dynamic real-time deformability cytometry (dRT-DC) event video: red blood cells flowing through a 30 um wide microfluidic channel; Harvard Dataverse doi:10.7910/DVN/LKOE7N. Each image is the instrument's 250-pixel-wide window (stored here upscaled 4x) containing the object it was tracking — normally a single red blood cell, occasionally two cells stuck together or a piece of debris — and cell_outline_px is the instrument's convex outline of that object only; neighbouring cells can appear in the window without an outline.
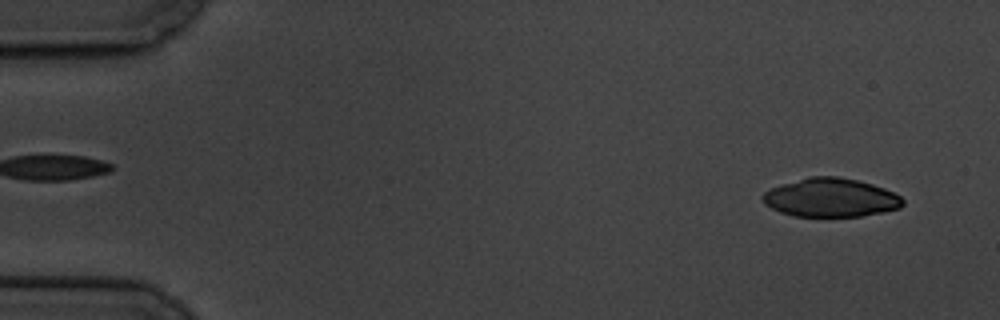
{"species": "common noctule bat (a hibernating species)", "species_latin": "Nyctalus noctula", "temperature_condition": "cold", "stored_images_in_passage": 6, "camera_frame_rate_fps": 3000, "um_per_image_px": 0.085, "animal": {"sex": "male", "body_mass_g": 19.5, "forearm_length_mm": 54.6}, "frame": {"image": 1, "passage_image": 6, "time_ms": 5.667, "image_size_px": [1000, 320], "cell_outline_px": [[904, 204], [900, 208], [884, 212], [860, 216], [792, 216], [780, 212], [764, 204], [760, 196], [764, 192], [780, 184], [808, 176], [840, 176], [872, 184], [884, 188], [900, 196], [904, 200]], "centroid_in_image_um": [70.59, 16.79], "position_along_channel_um": 14.4, "area_um2": 31.73}}